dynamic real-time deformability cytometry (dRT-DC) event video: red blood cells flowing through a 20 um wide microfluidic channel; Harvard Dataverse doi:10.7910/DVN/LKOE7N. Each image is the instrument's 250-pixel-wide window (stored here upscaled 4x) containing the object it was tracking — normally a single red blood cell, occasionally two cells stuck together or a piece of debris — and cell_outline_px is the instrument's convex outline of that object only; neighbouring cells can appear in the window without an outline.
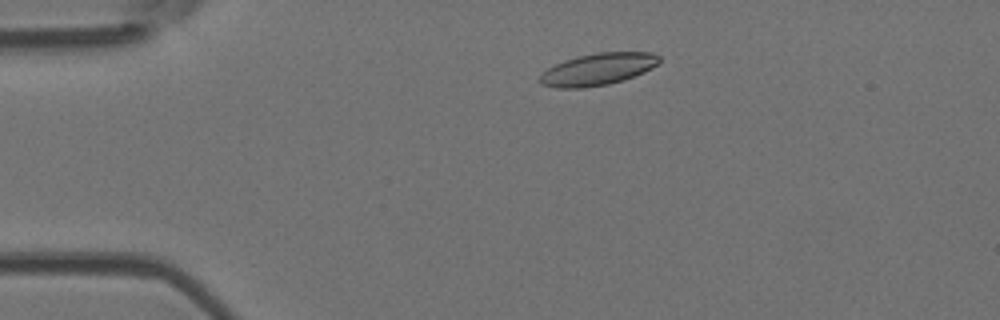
{"species": "Egyptian fruit bat (a non-hibernating species)", "species_latin": "Rousettus aegyptiacus", "temperature_condition": "room temperature", "stored_images_in_passage": 51, "camera_frame_rate_fps": 3000, "um_per_image_px": 0.085, "animal": {"sex": "female"}, "frame": {"image": 1, "passage_image": 8, "time_ms": 2.333, "image_size_px": [1000, 320], "cell_outline_px": [[660, 60], [652, 68], [644, 72], [624, 80], [608, 84], [584, 88], [556, 88], [540, 84], [540, 76], [548, 68], [564, 60], [576, 56], [596, 52], [652, 52], [660, 56]], "centroid_in_image_um": [50.82, 5.88], "position_along_channel_um": 34.2, "area_um2": 22.31}}
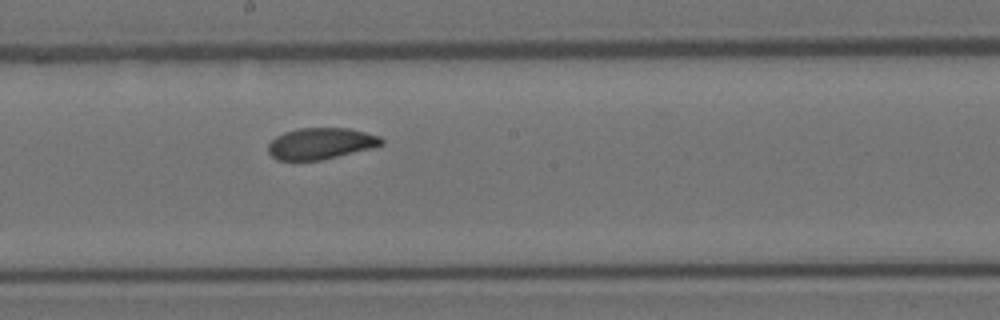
{"frame": {"image": 2, "passage_image": 26, "time_ms": 8.333, "image_size_px": [1000, 320], "cell_outline_px": [[384, 144], [372, 148], [320, 160], [276, 160], [268, 152], [268, 144], [276, 136], [284, 132], [296, 128], [348, 128], [380, 136], [384, 140]], "centroid_in_image_um": [27.25, 12.19], "position_along_channel_um": 220.9, "area_um2": 20.69}}
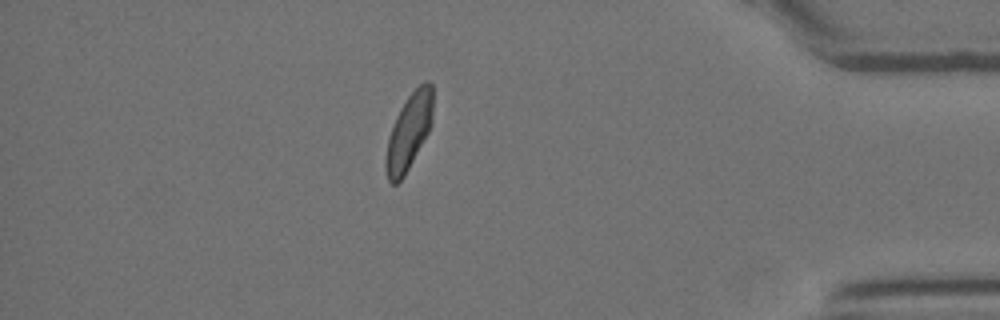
{"frame": {"image": 3, "passage_image": 43, "time_ms": 14.0, "image_size_px": [1000, 320], "cell_outline_px": [[432, 124], [428, 132], [404, 176], [396, 184], [392, 184], [388, 180], [384, 168], [384, 160], [388, 136], [396, 116], [400, 108], [408, 96], [424, 80], [428, 80], [432, 84]], "centroid_in_image_um": [34.73, 11.21], "position_along_channel_um": 400.5, "area_um2": 20.87}, "authors_computed_cell_mechanics": {"area_um2": 21.5016, "velocity_mm_per_s": 3.8434, "shape_relaxation_time_tau1_ms": 5.669, "shape_relaxation_time_tau2_ms": 3.3807, "deformation_change_tau1": 0.1318, "deformation_change_tau2": 0.0915}}